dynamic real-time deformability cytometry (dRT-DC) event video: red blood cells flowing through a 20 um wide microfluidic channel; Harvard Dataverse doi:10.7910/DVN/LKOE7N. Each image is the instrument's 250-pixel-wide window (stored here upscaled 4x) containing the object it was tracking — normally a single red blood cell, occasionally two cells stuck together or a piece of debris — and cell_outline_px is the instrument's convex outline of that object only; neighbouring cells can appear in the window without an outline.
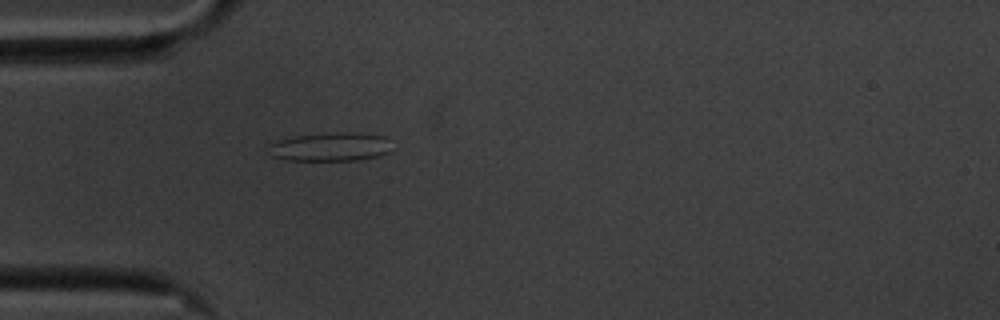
{"species": "common noctule bat (a hibernating species)", "species_latin": "Nyctalus noctula", "temperature_condition": "cold", "stored_images_in_passage": 41, "camera_frame_rate_fps": 3000, "um_per_image_px": 0.085, "animal": {"sex": "male", "body_mass_g": 20.1, "forearm_length_mm": 53.5}, "frame": {"image": 1, "passage_image": 1, "time_ms": 0.0, "image_size_px": [1000, 320], "cell_outline_px": [[396, 148], [388, 152], [376, 156], [356, 160], [284, 160], [272, 156], [268, 144], [280, 140], [296, 136], [328, 132], [352, 132], [384, 136]], "centroid_in_image_um": [28.13, 12.47], "position_along_channel_um": 56.9, "area_um2": 20.69}}
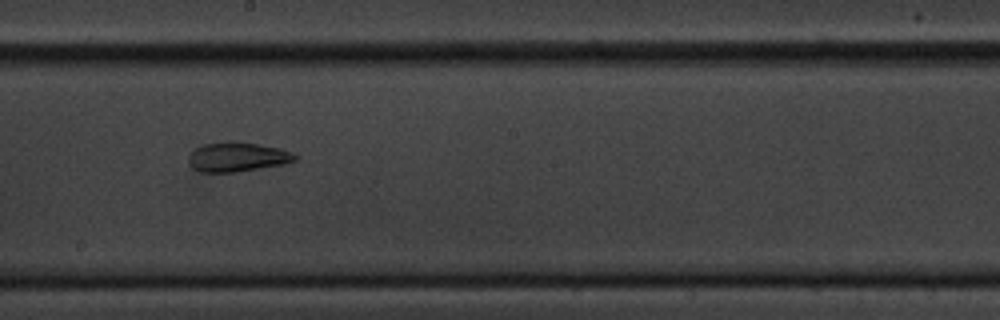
{"frame": {"image": 2, "passage_image": 16, "time_ms": 5.0, "image_size_px": [1000, 320], "cell_outline_px": [[296, 160], [284, 164], [236, 172], [200, 172], [192, 168], [188, 164], [188, 156], [196, 148], [204, 144], [228, 140], [256, 144], [280, 148], [292, 152], [296, 156]], "centroid_in_image_um": [20.14, 13.34], "position_along_channel_um": 228.1, "area_um2": 18.32}}
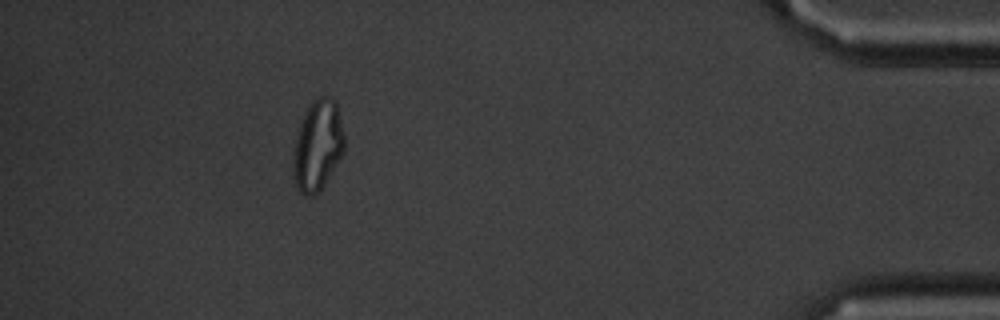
{"frame": {"image": 3, "passage_image": 36, "time_ms": 11.667, "image_size_px": [1000, 320], "cell_outline_px": [[344, 152], [320, 192], [312, 196], [304, 196], [296, 188], [292, 176], [292, 152], [300, 124], [304, 112], [312, 100], [316, 96], [328, 96], [336, 100], [344, 132]], "centroid_in_image_um": [26.98, 12.38], "position_along_channel_um": 408.2, "area_um2": 27.69}, "authors_computed_cell_mechanics": {"area_um2": 19.074, "velocity_mm_per_s": 3.4981, "shape_relaxation_time_tau1_ms": null, "shape_relaxation_time_tau2_ms": 3.1844, "deformation_change_tau1": null, "deformation_change_tau2": 0.1116}}